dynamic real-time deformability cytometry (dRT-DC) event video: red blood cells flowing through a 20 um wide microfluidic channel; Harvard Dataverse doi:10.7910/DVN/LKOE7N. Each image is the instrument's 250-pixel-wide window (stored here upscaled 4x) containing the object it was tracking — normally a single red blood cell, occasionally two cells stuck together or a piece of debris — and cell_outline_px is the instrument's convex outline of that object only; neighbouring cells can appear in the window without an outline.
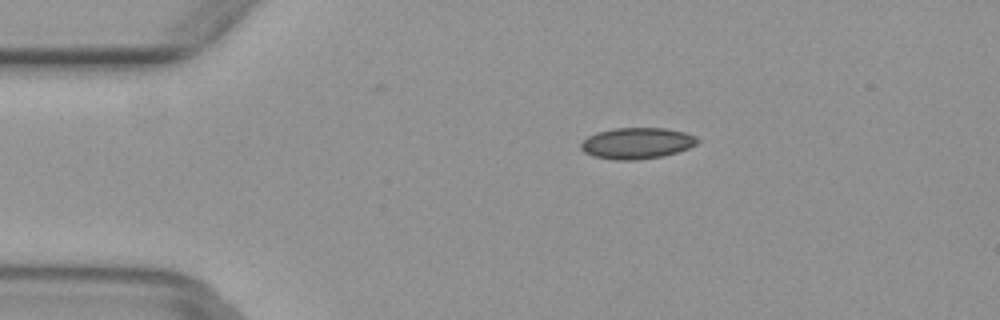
{"species": "common noctule bat (a hibernating species)", "species_latin": "Nyctalus noctula", "temperature_condition": "warm", "stored_images_in_passage": 6, "camera_frame_rate_fps": 3000, "um_per_image_px": 0.085, "animal": {"sex": "female", "body_mass_g": 29.2, "forearm_length_mm": 56.3}, "frame": {"image": 1, "passage_image": 3, "time_ms": 0.667, "image_size_px": [1000, 320], "cell_outline_px": [[700, 140], [696, 144], [688, 148], [664, 156], [636, 160], [616, 160], [592, 156], [584, 152], [580, 148], [580, 144], [588, 136], [596, 132], [616, 128], [668, 128], [684, 132], [696, 136]], "centroid_in_image_um": [54.13, 12.17], "position_along_channel_um": 30.9, "area_um2": 21.27}}